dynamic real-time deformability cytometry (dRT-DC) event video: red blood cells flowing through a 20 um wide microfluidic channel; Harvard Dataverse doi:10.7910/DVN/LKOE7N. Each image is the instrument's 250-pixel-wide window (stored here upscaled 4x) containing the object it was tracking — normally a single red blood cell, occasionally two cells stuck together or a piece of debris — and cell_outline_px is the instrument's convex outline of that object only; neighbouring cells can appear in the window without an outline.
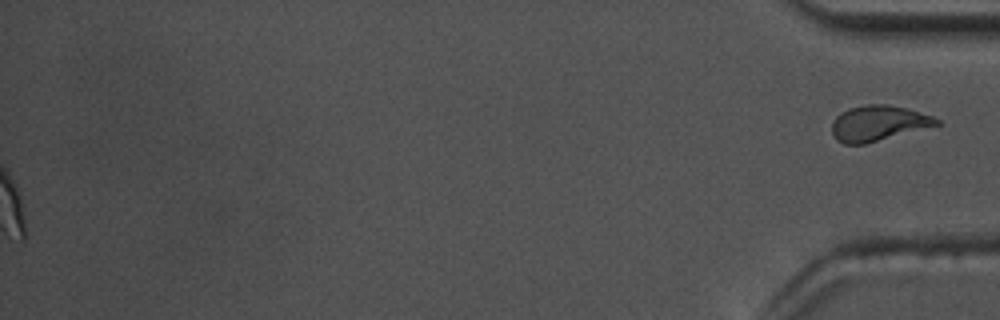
{"species": "common noctule bat (a hibernating species)", "species_latin": "Nyctalus noctula", "temperature_condition": "warm", "stored_images_in_passage": 58, "camera_frame_rate_fps": 3000, "um_per_image_px": 0.085, "animal": {"sex": "male", "body_mass_g": 17.5, "forearm_length_mm": 52.3}, "frame": {"image": 1, "passage_image": 58, "time_ms": 19.0, "image_size_px": [1000, 320], "cell_outline_px": [[940, 124], [864, 144], [844, 144], [836, 140], [832, 132], [832, 124], [836, 116], [840, 112], [848, 108], [868, 104], [888, 104], [904, 108], [932, 116], [940, 120]], "centroid_in_image_um": [74.6, 10.47], "position_along_channel_um": 360.6, "area_um2": 21.33}}